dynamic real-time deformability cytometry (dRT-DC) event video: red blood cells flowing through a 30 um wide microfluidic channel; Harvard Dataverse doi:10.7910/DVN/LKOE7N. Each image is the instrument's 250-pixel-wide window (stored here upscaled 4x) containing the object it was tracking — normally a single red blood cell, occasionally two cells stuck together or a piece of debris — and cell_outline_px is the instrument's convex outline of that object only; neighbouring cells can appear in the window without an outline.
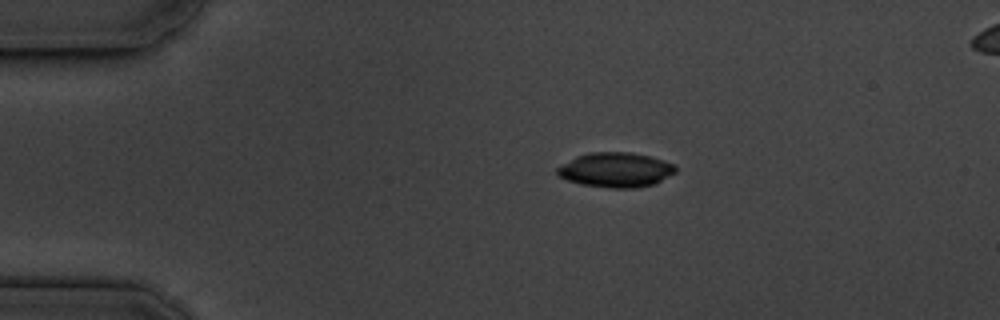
{"species": "common noctule bat (a hibernating species)", "species_latin": "Nyctalus noctula", "temperature_condition": "cold", "stored_images_in_passage": 3, "camera_frame_rate_fps": 3000, "um_per_image_px": 0.085, "animal": {"sex": "male", "body_mass_g": 19.5, "forearm_length_mm": 54.6}, "frame": {"image": 1, "passage_image": 1, "time_ms": 0.0, "image_size_px": [1000, 320], "cell_outline_px": [[676, 172], [652, 184], [636, 188], [612, 188], [580, 184], [568, 180], [560, 176], [556, 172], [556, 168], [576, 156], [588, 152], [632, 152], [664, 160], [672, 164], [676, 168]], "centroid_in_image_um": [52.31, 14.43], "position_along_channel_um": 32.7, "area_um2": 23.76}}